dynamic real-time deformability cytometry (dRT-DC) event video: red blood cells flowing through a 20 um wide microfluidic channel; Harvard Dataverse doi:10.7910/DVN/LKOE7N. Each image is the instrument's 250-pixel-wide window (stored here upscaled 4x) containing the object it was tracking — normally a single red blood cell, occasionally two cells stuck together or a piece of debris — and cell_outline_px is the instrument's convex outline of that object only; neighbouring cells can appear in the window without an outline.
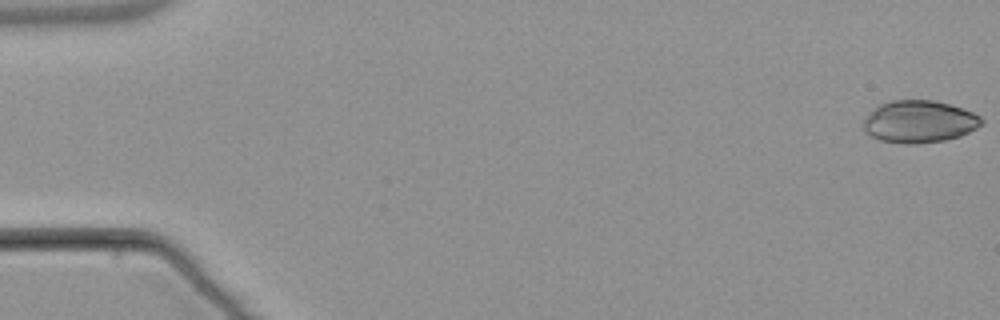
{"species": "common noctule bat (a hibernating species)", "species_latin": "Nyctalus noctula", "temperature_condition": "warm", "stored_images_in_passage": 54, "camera_frame_rate_fps": 3000, "um_per_image_px": 0.085, "animal": {"sex": "male", "body_mass_g": 21.5, "forearm_length_mm": 52.0}, "frame": {"image": 1, "passage_image": 1, "time_ms": 0.0, "image_size_px": [1000, 320], "cell_outline_px": [[984, 124], [960, 136], [944, 140], [912, 144], [904, 144], [880, 140], [864, 132], [864, 116], [880, 104], [892, 100], [936, 100], [972, 112], [980, 116], [984, 120]], "centroid_in_image_um": [78.12, 10.33], "position_along_channel_um": 6.9, "area_um2": 29.07}}
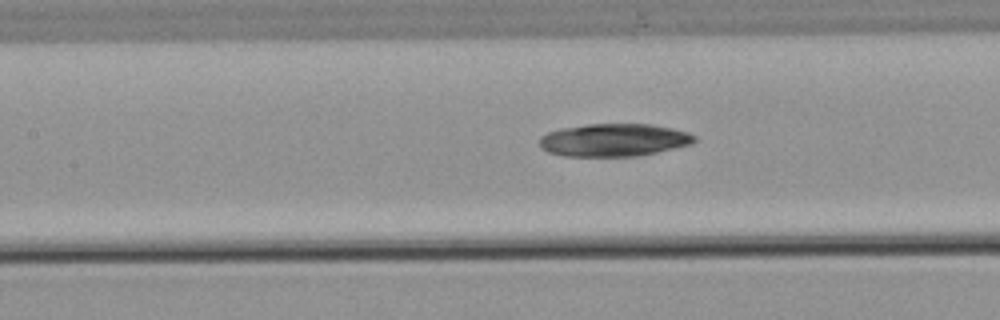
{"frame": {"image": 2, "passage_image": 25, "time_ms": 8.0, "image_size_px": [1000, 320], "cell_outline_px": [[696, 140], [692, 144], [640, 156], [560, 156], [548, 152], [540, 148], [540, 136], [548, 132], [560, 128], [588, 124], [652, 124], [672, 128], [688, 132], [696, 136]], "centroid_in_image_um": [52.17, 11.9], "position_along_channel_um": 155.2, "area_um2": 29.82}}
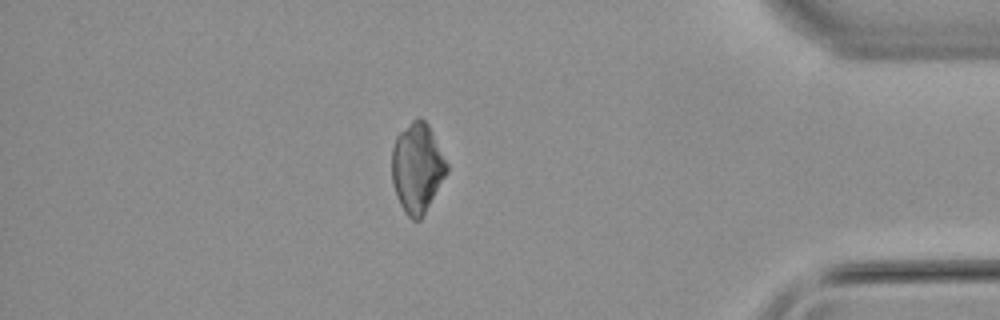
{"frame": {"image": 3, "passage_image": 47, "time_ms": 15.333, "image_size_px": [1000, 320], "cell_outline_px": [[448, 172], [420, 220], [412, 220], [404, 212], [396, 196], [392, 184], [392, 148], [396, 136], [412, 120], [420, 116], [428, 124], [448, 164]], "centroid_in_image_um": [35.45, 14.26], "position_along_channel_um": 399.8, "area_um2": 28.67}}